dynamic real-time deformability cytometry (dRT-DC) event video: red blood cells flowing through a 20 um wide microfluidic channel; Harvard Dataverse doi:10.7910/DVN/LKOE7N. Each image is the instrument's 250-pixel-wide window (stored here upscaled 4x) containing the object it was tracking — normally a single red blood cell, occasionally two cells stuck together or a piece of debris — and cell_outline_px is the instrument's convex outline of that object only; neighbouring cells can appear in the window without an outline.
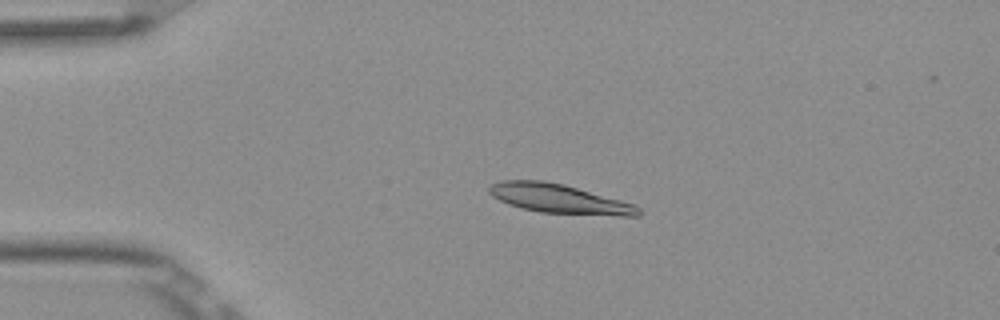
{"species": "Egyptian fruit bat (a non-hibernating species)", "species_latin": "Rousettus aegyptiacus", "temperature_condition": "room temperature", "stored_images_in_passage": 5, "camera_frame_rate_fps": 3000, "um_per_image_px": 0.085, "frame": {"image": 1, "passage_image": 4, "time_ms": 1.0, "image_size_px": [1000, 320], "cell_outline_px": [[644, 212], [640, 216], [620, 216], [540, 212], [520, 208], [508, 204], [492, 196], [488, 192], [488, 188], [492, 184], [504, 180], [544, 180], [564, 184], [636, 204]], "centroid_in_image_um": [47.58, 16.9], "position_along_channel_um": 37.4, "area_um2": 25.61}}